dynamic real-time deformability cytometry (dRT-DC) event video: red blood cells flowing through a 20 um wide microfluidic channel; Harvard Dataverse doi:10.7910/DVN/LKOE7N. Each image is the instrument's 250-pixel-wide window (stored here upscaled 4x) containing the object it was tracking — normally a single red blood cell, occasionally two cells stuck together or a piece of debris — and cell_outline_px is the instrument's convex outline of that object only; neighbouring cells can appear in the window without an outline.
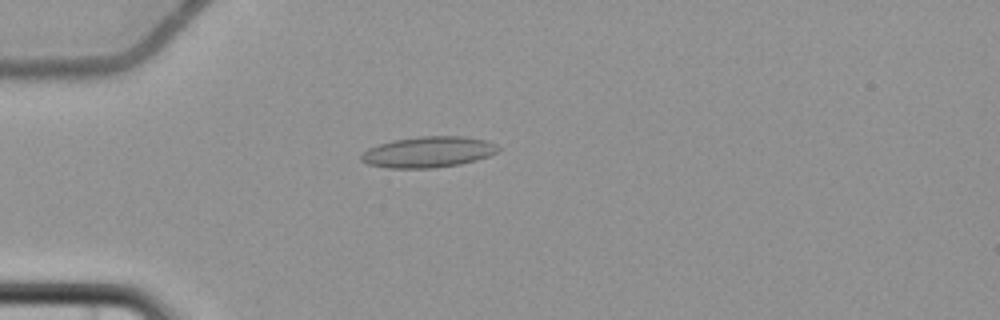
{"species": "common noctule bat (a hibernating species)", "species_latin": "Nyctalus noctula", "temperature_condition": "cold", "stored_images_in_passage": 6, "camera_frame_rate_fps": 3000, "um_per_image_px": 0.085, "animal": {"sex": "female", "body_mass_g": 22.7, "forearm_length_mm": 54.2}, "frame": {"image": 1, "passage_image": 4, "time_ms": 4.333, "image_size_px": [1000, 320], "cell_outline_px": [[500, 148], [496, 152], [488, 156], [476, 160], [460, 164], [432, 168], [388, 168], [368, 164], [360, 160], [360, 156], [368, 148], [392, 140], [420, 136], [464, 136], [488, 140], [496, 144]], "centroid_in_image_um": [36.41, 12.91], "position_along_channel_um": 48.6, "area_um2": 24.74}}
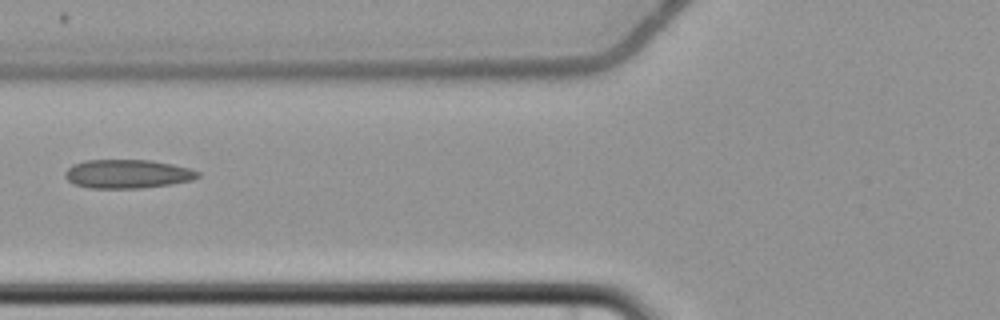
{"frame": {"image": 2, "passage_image": 6, "time_ms": 6.667, "image_size_px": [1000, 320], "cell_outline_px": [[200, 176], [192, 180], [172, 184], [144, 188], [88, 188], [76, 184], [68, 180], [64, 176], [64, 172], [72, 164], [84, 160], [152, 160], [172, 164], [188, 168], [200, 172]], "centroid_in_image_um": [10.83, 14.78], "position_along_channel_um": 115.0, "area_um2": 22.37}}